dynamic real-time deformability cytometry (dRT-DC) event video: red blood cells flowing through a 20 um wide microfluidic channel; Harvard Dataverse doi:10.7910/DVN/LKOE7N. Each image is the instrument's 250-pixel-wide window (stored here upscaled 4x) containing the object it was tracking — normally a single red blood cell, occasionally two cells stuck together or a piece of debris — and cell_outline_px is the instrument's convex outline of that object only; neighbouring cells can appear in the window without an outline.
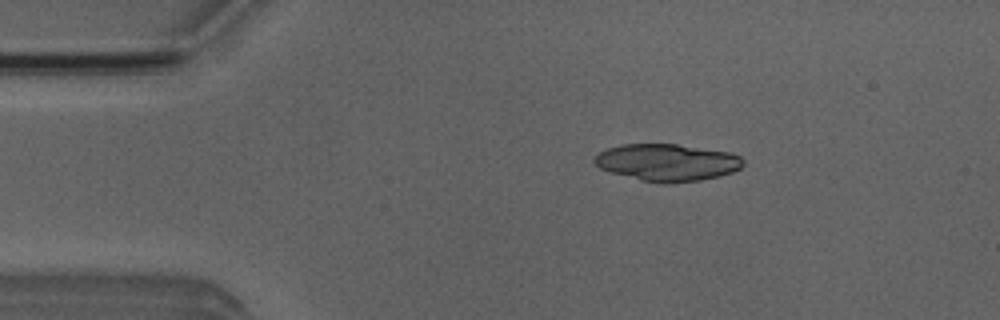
{"species": "Egyptian fruit bat (a non-hibernating species)", "species_latin": "Rousettus aegyptiacus", "temperature_condition": "room temperature", "stored_images_in_passage": 50, "camera_frame_rate_fps": 3000, "um_per_image_px": 0.085, "animal": {"sex": "male"}, "frame": {"image": 1, "passage_image": 8, "time_ms": 2.333, "image_size_px": [1000, 320], "cell_outline_px": [[744, 164], [740, 168], [732, 172], [720, 176], [700, 180], [664, 184], [640, 180], [612, 172], [600, 168], [592, 160], [600, 152], [608, 148], [620, 144], [676, 144], [728, 152], [740, 156], [744, 160]], "centroid_in_image_um": [56.72, 13.81], "position_along_channel_um": 28.3, "area_um2": 32.02}}